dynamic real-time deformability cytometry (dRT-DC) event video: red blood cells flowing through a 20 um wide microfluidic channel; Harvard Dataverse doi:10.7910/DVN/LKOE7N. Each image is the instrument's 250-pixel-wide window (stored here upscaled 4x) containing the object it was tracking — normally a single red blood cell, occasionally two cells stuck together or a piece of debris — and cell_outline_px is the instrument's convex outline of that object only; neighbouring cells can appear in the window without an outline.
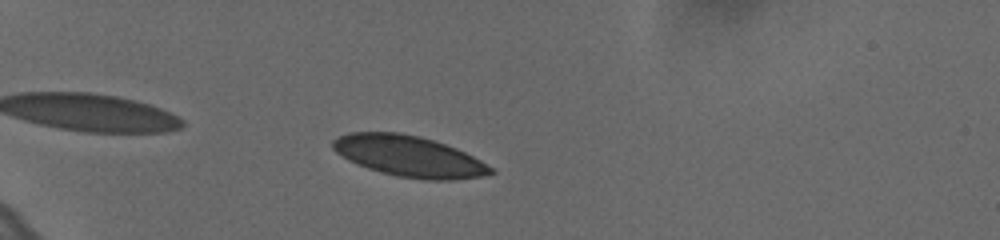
{"species": "human", "species_latin": "Homo sapiens", "temperature_condition": "cold", "stored_images_in_passage": 41, "camera_frame_rate_fps": 3000, "um_per_image_px": 0.085, "donor": {"sex": "female"}, "frame": {"image": 1, "passage_image": 5, "time_ms": 1.333, "image_size_px": [1000, 240], "cell_outline_px": [[496, 172], [480, 176], [452, 180], [424, 180], [396, 176], [368, 168], [356, 164], [348, 160], [336, 152], [332, 148], [332, 140], [348, 132], [400, 132], [420, 136], [456, 148], [480, 160], [492, 168]], "centroid_in_image_um": [34.73, 13.28], "position_along_channel_um": 50.3, "area_um2": 37.51}}
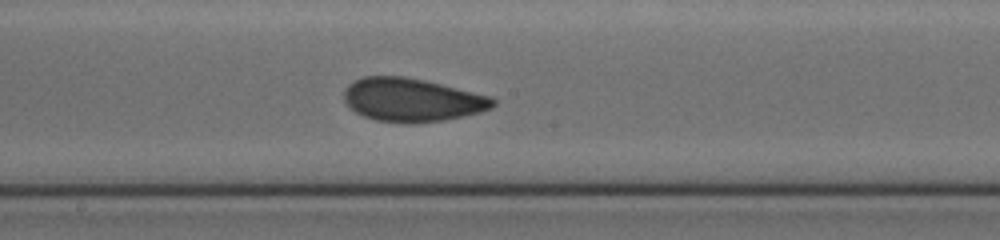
{"frame": {"image": 2, "passage_image": 22, "time_ms": 7.0, "image_size_px": [1000, 240], "cell_outline_px": [[496, 104], [492, 108], [480, 112], [464, 116], [444, 120], [412, 124], [408, 124], [376, 120], [364, 116], [356, 112], [344, 100], [344, 92], [348, 84], [364, 76], [404, 76], [424, 80], [492, 96], [496, 100]], "centroid_in_image_um": [35.05, 8.49], "position_along_channel_um": 213.1, "area_um2": 37.74}}
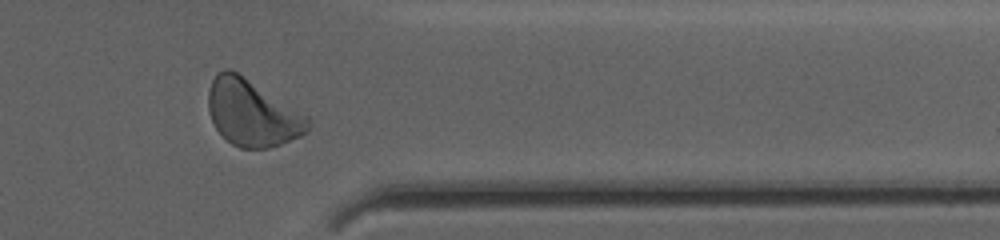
{"frame": {"image": 3, "passage_image": 37, "time_ms": 12.0, "image_size_px": [1000, 240], "cell_outline_px": [[308, 132], [300, 136], [280, 144], [268, 148], [240, 148], [232, 144], [216, 128], [212, 120], [208, 108], [208, 88], [212, 80], [224, 68], [228, 68], [236, 72], [308, 116]], "centroid_in_image_um": [21.42, 9.62], "position_along_channel_um": 390.0, "area_um2": 37.86}, "authors_computed_cell_mechanics": {"area_um2": 37.4544, "velocity_mm_per_s": 3.6091, "shape_relaxation_time_tau1_ms": 4.1051, "shape_relaxation_time_tau2_ms": 1.1086, "deformation_change_tau1": 0.0977, "deformation_change_tau2": 0.051}}